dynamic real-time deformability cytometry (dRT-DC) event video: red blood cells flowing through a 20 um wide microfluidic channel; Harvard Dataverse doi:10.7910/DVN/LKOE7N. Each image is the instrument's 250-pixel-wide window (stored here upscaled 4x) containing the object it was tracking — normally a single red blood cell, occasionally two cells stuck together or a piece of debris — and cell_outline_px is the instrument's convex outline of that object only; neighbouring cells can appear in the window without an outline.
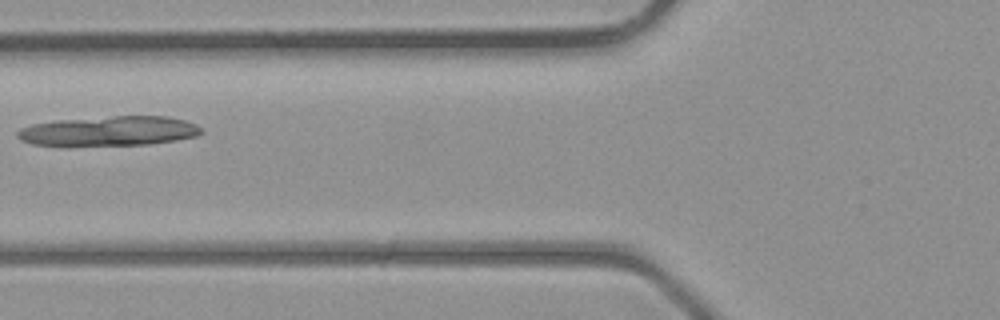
{"species": "common noctule bat (a hibernating species)", "species_latin": "Nyctalus noctula", "temperature_condition": "room temperature", "stored_images_in_passage": 5, "camera_frame_rate_fps": 3000, "um_per_image_px": 0.085, "animal": {"sex": "male", "body_mass_g": 23.1, "forearm_length_mm": 52.7}, "frame": {"image": 1, "passage_image": 5, "time_ms": 4.333, "image_size_px": [1000, 320], "cell_outline_px": [[204, 132], [196, 136], [176, 140], [148, 144], [68, 148], [32, 144], [20, 140], [16, 136], [16, 132], [20, 128], [32, 124], [56, 120], [112, 116], [168, 116], [184, 120], [196, 124]], "centroid_in_image_um": [9.17, 11.17], "position_along_channel_um": 116.6, "area_um2": 32.95}}